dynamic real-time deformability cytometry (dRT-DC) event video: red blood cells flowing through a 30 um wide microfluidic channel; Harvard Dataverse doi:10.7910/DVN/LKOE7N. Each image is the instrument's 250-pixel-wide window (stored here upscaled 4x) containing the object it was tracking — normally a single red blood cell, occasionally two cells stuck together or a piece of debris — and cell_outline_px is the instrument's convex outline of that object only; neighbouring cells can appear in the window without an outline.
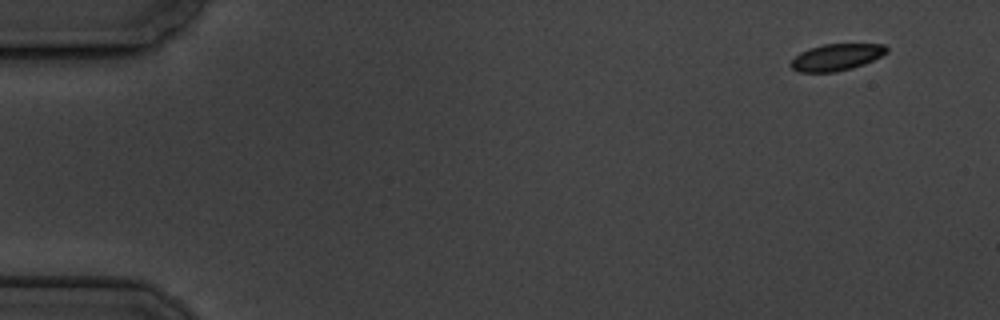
{"species": "common noctule bat (a hibernating species)", "species_latin": "Nyctalus noctula", "temperature_condition": "cold", "stored_images_in_passage": 5, "camera_frame_rate_fps": 3000, "um_per_image_px": 0.085, "animal": {"sex": "male", "body_mass_g": 19.5, "forearm_length_mm": 54.6}, "frame": {"image": 1, "passage_image": 1, "time_ms": 0.0, "image_size_px": [1000, 320], "cell_outline_px": [[888, 52], [864, 64], [852, 68], [836, 72], [800, 72], [792, 68], [788, 64], [800, 52], [808, 48], [824, 44], [884, 44], [888, 48]], "centroid_in_image_um": [71.08, 4.86], "position_along_channel_um": 13.9, "area_um2": 14.91}}
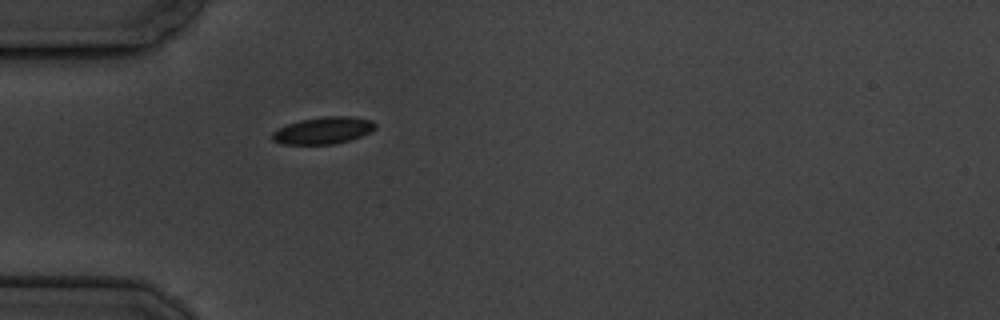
{"frame": {"image": 2, "passage_image": 5, "time_ms": 4.667, "image_size_px": [1000, 320], "cell_outline_px": [[376, 128], [360, 136], [348, 140], [332, 144], [284, 144], [272, 140], [272, 132], [288, 124], [300, 120], [324, 116], [352, 116], [372, 120], [376, 124]], "centroid_in_image_um": [27.48, 11.08], "position_along_channel_um": 57.5, "area_um2": 16.01}}